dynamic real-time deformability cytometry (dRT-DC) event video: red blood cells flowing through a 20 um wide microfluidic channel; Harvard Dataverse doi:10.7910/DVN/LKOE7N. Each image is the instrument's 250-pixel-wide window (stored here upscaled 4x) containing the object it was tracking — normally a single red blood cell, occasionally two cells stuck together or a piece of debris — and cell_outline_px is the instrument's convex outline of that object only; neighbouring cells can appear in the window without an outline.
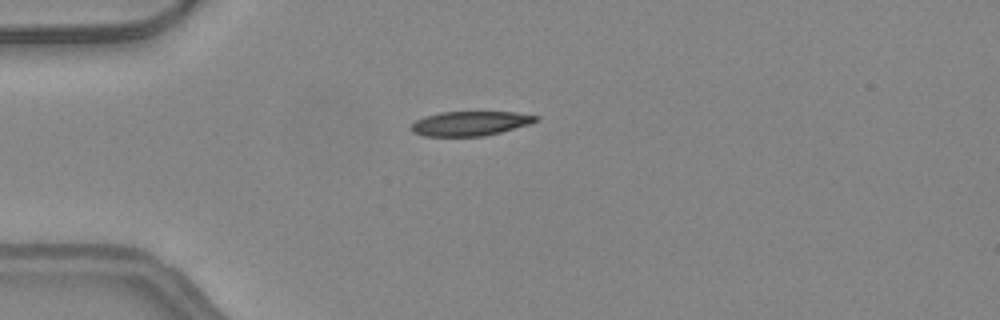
{"species": "common noctule bat (a hibernating species)", "species_latin": "Nyctalus noctula", "temperature_condition": "warm", "stored_images_in_passage": 5, "camera_frame_rate_fps": 3000, "um_per_image_px": 0.085, "animal": {"sex": "female", "body_mass_g": 24.6, "forearm_length_mm": 56.2}, "frame": {"image": 1, "passage_image": 1, "time_ms": 0.0, "image_size_px": [1000, 320], "cell_outline_px": [[540, 120], [532, 124], [484, 136], [424, 136], [412, 132], [412, 124], [416, 120], [424, 116], [440, 112], [516, 112], [540, 116]], "centroid_in_image_um": [40.02, 10.49], "position_along_channel_um": 45.0, "area_um2": 17.92}}